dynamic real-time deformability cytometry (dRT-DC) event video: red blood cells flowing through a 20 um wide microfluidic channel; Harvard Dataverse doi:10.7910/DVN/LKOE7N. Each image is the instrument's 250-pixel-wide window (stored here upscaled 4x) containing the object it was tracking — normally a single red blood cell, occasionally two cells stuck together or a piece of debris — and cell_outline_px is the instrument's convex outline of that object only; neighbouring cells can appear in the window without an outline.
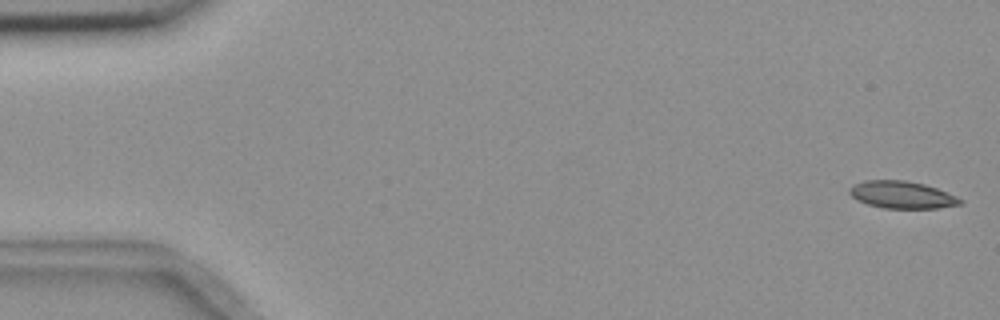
{"species": "common noctule bat (a hibernating species)", "species_latin": "Nyctalus noctula", "temperature_condition": "room temperature", "stored_images_in_passage": 5, "camera_frame_rate_fps": 3000, "um_per_image_px": 0.085, "animal": {"sex": "female", "body_mass_g": 18.4}, "frame": {"image": 1, "passage_image": 1, "time_ms": 0.0, "image_size_px": [1000, 320], "cell_outline_px": [[964, 200], [960, 204], [936, 208], [884, 208], [868, 204], [856, 200], [848, 192], [848, 188], [864, 180], [904, 180], [924, 184], [936, 188], [956, 196]], "centroid_in_image_um": [76.64, 16.55], "position_along_channel_um": 8.4, "area_um2": 17.46}}
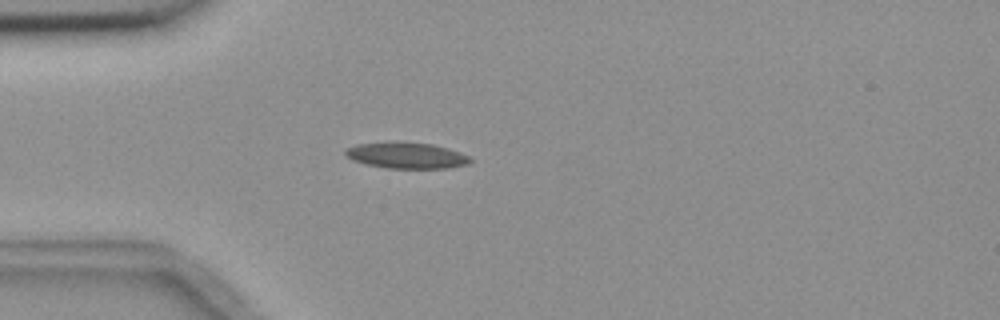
{"frame": {"image": 2, "passage_image": 5, "time_ms": 4.667, "image_size_px": [1000, 320], "cell_outline_px": [[472, 160], [468, 164], [448, 168], [388, 168], [364, 164], [352, 160], [344, 156], [344, 152], [348, 148], [356, 144], [432, 144], [448, 148], [460, 152], [468, 156]], "centroid_in_image_um": [34.56, 13.25], "position_along_channel_um": 50.4, "area_um2": 18.26}}